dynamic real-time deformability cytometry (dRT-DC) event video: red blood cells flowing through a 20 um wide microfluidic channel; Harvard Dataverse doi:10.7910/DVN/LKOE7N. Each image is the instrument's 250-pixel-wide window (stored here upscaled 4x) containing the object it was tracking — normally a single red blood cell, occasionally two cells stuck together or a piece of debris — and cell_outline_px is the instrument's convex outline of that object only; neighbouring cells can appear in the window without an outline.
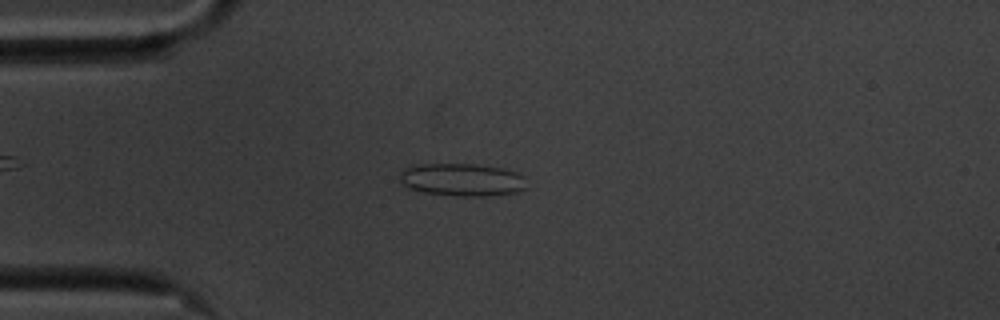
{"species": "common noctule bat (a hibernating species)", "species_latin": "Nyctalus noctula", "temperature_condition": "cold", "stored_images_in_passage": 43, "camera_frame_rate_fps": 3000, "um_per_image_px": 0.085, "animal": {"sex": "male", "body_mass_g": 20.1, "forearm_length_mm": 53.5}, "frame": {"image": 1, "passage_image": 1, "time_ms": 0.0, "image_size_px": [1000, 320], "cell_outline_px": [[524, 188], [516, 192], [488, 196], [456, 196], [424, 192], [408, 188], [400, 184], [400, 172], [404, 168], [416, 164], [472, 164], [500, 168], [516, 172], [524, 176]], "centroid_in_image_um": [39.21, 15.28], "position_along_channel_um": 45.8, "area_um2": 24.16}}
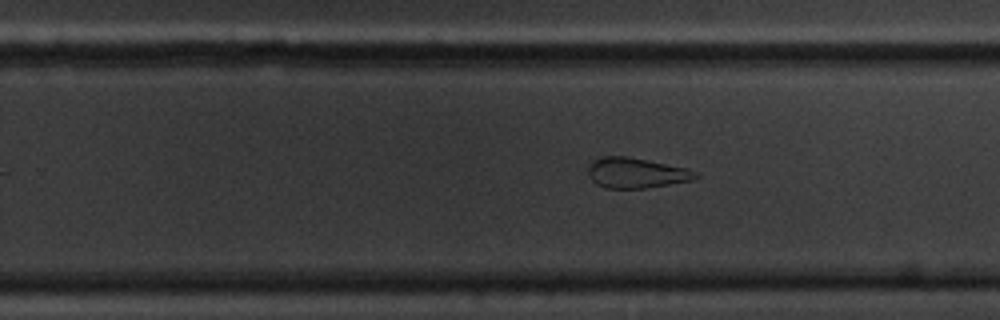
{"frame": {"image": 2, "passage_image": 22, "time_ms": 7.0, "image_size_px": [1000, 320], "cell_outline_px": [[700, 176], [692, 180], [644, 188], [604, 188], [596, 184], [588, 176], [588, 168], [592, 160], [604, 156], [624, 156], [688, 168], [696, 172]], "centroid_in_image_um": [54.04, 14.7], "position_along_channel_um": 275.8, "area_um2": 18.84}}
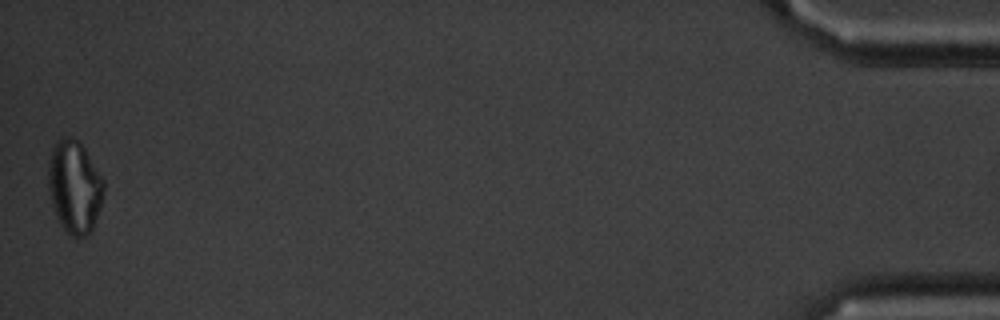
{"frame": {"image": 3, "passage_image": 43, "time_ms": 14.0, "image_size_px": [1000, 320], "cell_outline_px": [[104, 188], [100, 208], [92, 232], [76, 240], [64, 228], [52, 204], [48, 188], [48, 164], [52, 148], [60, 136], [72, 136], [84, 148], [104, 180]], "centroid_in_image_um": [6.34, 15.87], "position_along_channel_um": 428.9, "area_um2": 29.88}, "authors_computed_cell_mechanics": {"area_um2": 20.4612, "velocity_mm_per_s": 3.5119, "shape_relaxation_time_tau1_ms": null, "shape_relaxation_time_tau2_ms": 2.8972, "deformation_change_tau1": null, "deformation_change_tau2": 0.1217}}